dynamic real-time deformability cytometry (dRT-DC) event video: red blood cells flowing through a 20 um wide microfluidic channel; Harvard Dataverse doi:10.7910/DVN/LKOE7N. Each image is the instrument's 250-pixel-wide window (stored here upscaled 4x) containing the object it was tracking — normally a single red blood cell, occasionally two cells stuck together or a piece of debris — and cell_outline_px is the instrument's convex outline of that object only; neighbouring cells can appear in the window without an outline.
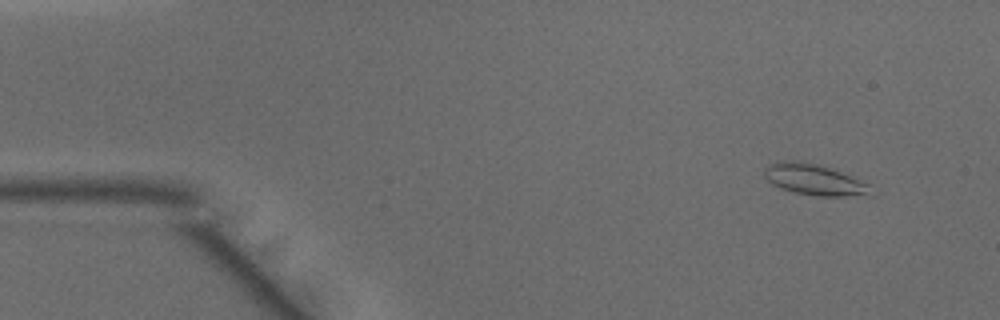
{"species": "common noctule bat (a hibernating species)", "species_latin": "Nyctalus noctula", "temperature_condition": "warm", "stored_images_in_passage": 13, "camera_frame_rate_fps": 3000, "um_per_image_px": 0.085, "animal": {"sex": "male", "body_mass_g": 15.6}, "frame": {"image": 1, "passage_image": 4, "time_ms": 1.0, "image_size_px": [1000, 320], "cell_outline_px": [[872, 196], [816, 196], [792, 192], [772, 184], [764, 176], [764, 168], [768, 164], [784, 160], [820, 164], [836, 168], [868, 184]], "centroid_in_image_um": [69.24, 15.27], "position_along_channel_um": 15.8, "area_um2": 19.48}}